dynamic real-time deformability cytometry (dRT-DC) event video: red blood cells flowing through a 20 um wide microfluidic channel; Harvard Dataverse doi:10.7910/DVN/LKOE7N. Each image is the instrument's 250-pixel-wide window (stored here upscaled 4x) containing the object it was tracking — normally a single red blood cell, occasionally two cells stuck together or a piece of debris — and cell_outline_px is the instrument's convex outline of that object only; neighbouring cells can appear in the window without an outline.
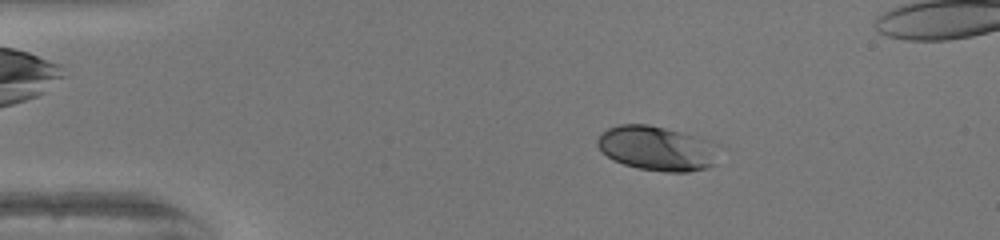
{"species": "human", "species_latin": "Homo sapiens", "temperature_condition": "warm", "stored_images_in_passage": 52, "segment_of_instrument_passage": [1, 2], "camera_frame_rate_fps": 3000, "um_per_image_px": 0.085, "donor": {"sex": "female"}, "frame": {"image": 1, "passage_image": 9, "time_ms": 2.667, "image_size_px": [1000, 240], "cell_outline_px": [[728, 148], [716, 164], [708, 168], [688, 172], [664, 172], [640, 168], [624, 164], [612, 160], [600, 152], [596, 144], [596, 140], [608, 128], [620, 124], [648, 124], [712, 140], [724, 144]], "centroid_in_image_um": [56.01, 12.62], "position_along_channel_um": 29.0, "area_um2": 32.83}}
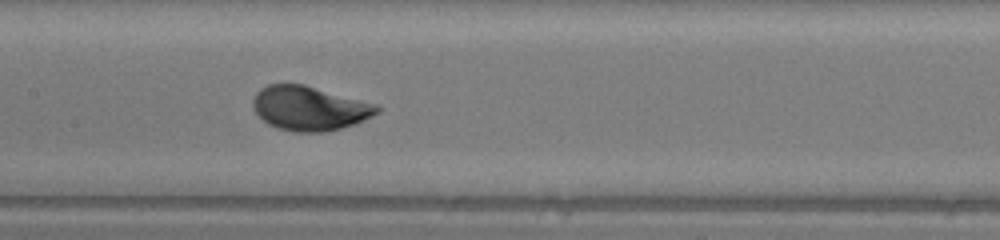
{"frame": {"image": 2, "passage_image": 25, "time_ms": 8.0, "image_size_px": [1000, 240], "cell_outline_px": [[380, 112], [356, 124], [324, 132], [292, 132], [268, 124], [256, 112], [252, 104], [252, 100], [256, 92], [260, 88], [268, 84], [304, 84], [380, 104]], "centroid_in_image_um": [26.35, 9.19], "position_along_channel_um": 181.1, "area_um2": 32.31}}
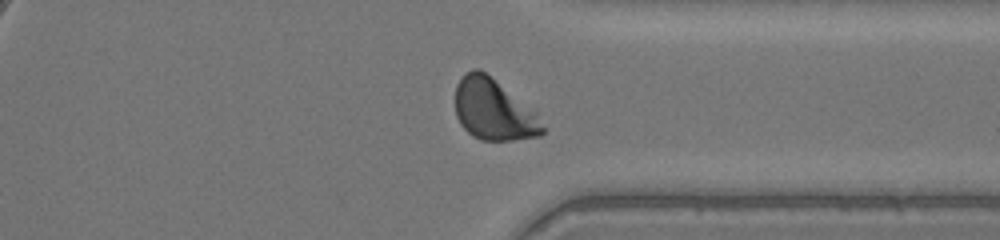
{"frame": {"image": 3, "passage_image": 39, "time_ms": 12.667, "image_size_px": [1000, 240], "cell_outline_px": [[544, 132], [540, 136], [512, 140], [480, 140], [472, 136], [460, 124], [456, 116], [456, 84], [460, 76], [464, 72], [472, 68], [480, 68], [536, 112], [544, 128]], "centroid_in_image_um": [41.92, 9.32], "position_along_channel_um": 369.5, "area_um2": 31.1}}